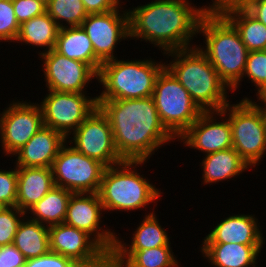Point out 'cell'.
Wrapping results in <instances>:
<instances>
[{
    "mask_svg": "<svg viewBox=\"0 0 266 267\" xmlns=\"http://www.w3.org/2000/svg\"><path fill=\"white\" fill-rule=\"evenodd\" d=\"M108 117L114 143L123 161H147L155 152L176 139L160 121L153 97L97 100Z\"/></svg>",
    "mask_w": 266,
    "mask_h": 267,
    "instance_id": "cell-1",
    "label": "cell"
},
{
    "mask_svg": "<svg viewBox=\"0 0 266 267\" xmlns=\"http://www.w3.org/2000/svg\"><path fill=\"white\" fill-rule=\"evenodd\" d=\"M192 0H152L128 10L129 38L153 44L163 54L196 46L204 16ZM193 4V5H192Z\"/></svg>",
    "mask_w": 266,
    "mask_h": 267,
    "instance_id": "cell-2",
    "label": "cell"
},
{
    "mask_svg": "<svg viewBox=\"0 0 266 267\" xmlns=\"http://www.w3.org/2000/svg\"><path fill=\"white\" fill-rule=\"evenodd\" d=\"M163 56L172 57L165 67L202 111H221L232 102L227 95L231 90L197 46L167 52Z\"/></svg>",
    "mask_w": 266,
    "mask_h": 267,
    "instance_id": "cell-3",
    "label": "cell"
},
{
    "mask_svg": "<svg viewBox=\"0 0 266 267\" xmlns=\"http://www.w3.org/2000/svg\"><path fill=\"white\" fill-rule=\"evenodd\" d=\"M198 34L204 37L205 46L199 44L197 48L208 58L231 92L236 91L243 81L249 52L239 32L223 15H204Z\"/></svg>",
    "mask_w": 266,
    "mask_h": 267,
    "instance_id": "cell-4",
    "label": "cell"
},
{
    "mask_svg": "<svg viewBox=\"0 0 266 267\" xmlns=\"http://www.w3.org/2000/svg\"><path fill=\"white\" fill-rule=\"evenodd\" d=\"M145 163L147 161H123L105 168L98 190L105 213L141 210L161 199L163 192L137 170Z\"/></svg>",
    "mask_w": 266,
    "mask_h": 267,
    "instance_id": "cell-5",
    "label": "cell"
},
{
    "mask_svg": "<svg viewBox=\"0 0 266 267\" xmlns=\"http://www.w3.org/2000/svg\"><path fill=\"white\" fill-rule=\"evenodd\" d=\"M168 61L149 59L105 61L101 64L97 82L103 91L97 100L140 99L151 97L155 82Z\"/></svg>",
    "mask_w": 266,
    "mask_h": 267,
    "instance_id": "cell-6",
    "label": "cell"
},
{
    "mask_svg": "<svg viewBox=\"0 0 266 267\" xmlns=\"http://www.w3.org/2000/svg\"><path fill=\"white\" fill-rule=\"evenodd\" d=\"M228 103L222 111L231 124L232 147L251 168L266 156V123L261 109L249 97Z\"/></svg>",
    "mask_w": 266,
    "mask_h": 267,
    "instance_id": "cell-7",
    "label": "cell"
},
{
    "mask_svg": "<svg viewBox=\"0 0 266 267\" xmlns=\"http://www.w3.org/2000/svg\"><path fill=\"white\" fill-rule=\"evenodd\" d=\"M152 97L161 123L175 139L203 112L166 67L156 79Z\"/></svg>",
    "mask_w": 266,
    "mask_h": 267,
    "instance_id": "cell-8",
    "label": "cell"
},
{
    "mask_svg": "<svg viewBox=\"0 0 266 267\" xmlns=\"http://www.w3.org/2000/svg\"><path fill=\"white\" fill-rule=\"evenodd\" d=\"M105 166L69 146L60 148L51 167L54 184L72 193H98Z\"/></svg>",
    "mask_w": 266,
    "mask_h": 267,
    "instance_id": "cell-9",
    "label": "cell"
},
{
    "mask_svg": "<svg viewBox=\"0 0 266 267\" xmlns=\"http://www.w3.org/2000/svg\"><path fill=\"white\" fill-rule=\"evenodd\" d=\"M47 92L39 103L43 124L60 132L66 139L98 107L97 96H88L89 93Z\"/></svg>",
    "mask_w": 266,
    "mask_h": 267,
    "instance_id": "cell-10",
    "label": "cell"
},
{
    "mask_svg": "<svg viewBox=\"0 0 266 267\" xmlns=\"http://www.w3.org/2000/svg\"><path fill=\"white\" fill-rule=\"evenodd\" d=\"M43 112L39 103L30 100L10 101L0 112V146L7 157L20 150L42 127Z\"/></svg>",
    "mask_w": 266,
    "mask_h": 267,
    "instance_id": "cell-11",
    "label": "cell"
},
{
    "mask_svg": "<svg viewBox=\"0 0 266 267\" xmlns=\"http://www.w3.org/2000/svg\"><path fill=\"white\" fill-rule=\"evenodd\" d=\"M67 139L77 151L99 161L106 168L123 162L116 149L108 117L99 107Z\"/></svg>",
    "mask_w": 266,
    "mask_h": 267,
    "instance_id": "cell-12",
    "label": "cell"
},
{
    "mask_svg": "<svg viewBox=\"0 0 266 267\" xmlns=\"http://www.w3.org/2000/svg\"><path fill=\"white\" fill-rule=\"evenodd\" d=\"M103 212L98 193H72L63 223L86 232L111 255L117 233L113 229H107V226L102 229Z\"/></svg>",
    "mask_w": 266,
    "mask_h": 267,
    "instance_id": "cell-13",
    "label": "cell"
},
{
    "mask_svg": "<svg viewBox=\"0 0 266 267\" xmlns=\"http://www.w3.org/2000/svg\"><path fill=\"white\" fill-rule=\"evenodd\" d=\"M50 251L81 267H107L110 255L86 232L65 223L49 227Z\"/></svg>",
    "mask_w": 266,
    "mask_h": 267,
    "instance_id": "cell-14",
    "label": "cell"
},
{
    "mask_svg": "<svg viewBox=\"0 0 266 267\" xmlns=\"http://www.w3.org/2000/svg\"><path fill=\"white\" fill-rule=\"evenodd\" d=\"M123 8L121 5L106 13L88 14L81 24L102 62L117 58L114 53L117 44L130 39L128 10Z\"/></svg>",
    "mask_w": 266,
    "mask_h": 267,
    "instance_id": "cell-15",
    "label": "cell"
},
{
    "mask_svg": "<svg viewBox=\"0 0 266 267\" xmlns=\"http://www.w3.org/2000/svg\"><path fill=\"white\" fill-rule=\"evenodd\" d=\"M47 90L67 93H87L98 74L86 63L67 58L54 49L40 54ZM87 87V88H85Z\"/></svg>",
    "mask_w": 266,
    "mask_h": 267,
    "instance_id": "cell-16",
    "label": "cell"
},
{
    "mask_svg": "<svg viewBox=\"0 0 266 267\" xmlns=\"http://www.w3.org/2000/svg\"><path fill=\"white\" fill-rule=\"evenodd\" d=\"M177 141L183 143L185 147L201 151L204 156L230 149L232 148L231 124L222 110L203 111Z\"/></svg>",
    "mask_w": 266,
    "mask_h": 267,
    "instance_id": "cell-17",
    "label": "cell"
},
{
    "mask_svg": "<svg viewBox=\"0 0 266 267\" xmlns=\"http://www.w3.org/2000/svg\"><path fill=\"white\" fill-rule=\"evenodd\" d=\"M220 221L204 237L202 243L265 244L262 227L255 214H232Z\"/></svg>",
    "mask_w": 266,
    "mask_h": 267,
    "instance_id": "cell-18",
    "label": "cell"
},
{
    "mask_svg": "<svg viewBox=\"0 0 266 267\" xmlns=\"http://www.w3.org/2000/svg\"><path fill=\"white\" fill-rule=\"evenodd\" d=\"M66 138L50 127L43 126L13 157L15 166L51 168Z\"/></svg>",
    "mask_w": 266,
    "mask_h": 267,
    "instance_id": "cell-19",
    "label": "cell"
},
{
    "mask_svg": "<svg viewBox=\"0 0 266 267\" xmlns=\"http://www.w3.org/2000/svg\"><path fill=\"white\" fill-rule=\"evenodd\" d=\"M54 186L51 168L17 166L16 207L26 213Z\"/></svg>",
    "mask_w": 266,
    "mask_h": 267,
    "instance_id": "cell-20",
    "label": "cell"
},
{
    "mask_svg": "<svg viewBox=\"0 0 266 267\" xmlns=\"http://www.w3.org/2000/svg\"><path fill=\"white\" fill-rule=\"evenodd\" d=\"M199 250L213 267H258L263 245L237 243H202Z\"/></svg>",
    "mask_w": 266,
    "mask_h": 267,
    "instance_id": "cell-21",
    "label": "cell"
},
{
    "mask_svg": "<svg viewBox=\"0 0 266 267\" xmlns=\"http://www.w3.org/2000/svg\"><path fill=\"white\" fill-rule=\"evenodd\" d=\"M199 165L203 169L201 182L205 185L228 182L251 168L233 147L205 155Z\"/></svg>",
    "mask_w": 266,
    "mask_h": 267,
    "instance_id": "cell-22",
    "label": "cell"
},
{
    "mask_svg": "<svg viewBox=\"0 0 266 267\" xmlns=\"http://www.w3.org/2000/svg\"><path fill=\"white\" fill-rule=\"evenodd\" d=\"M54 50L59 54L88 64L97 74L103 63L93 50V45L81 26L61 28Z\"/></svg>",
    "mask_w": 266,
    "mask_h": 267,
    "instance_id": "cell-23",
    "label": "cell"
},
{
    "mask_svg": "<svg viewBox=\"0 0 266 267\" xmlns=\"http://www.w3.org/2000/svg\"><path fill=\"white\" fill-rule=\"evenodd\" d=\"M153 211V212H152ZM144 215V219L137 225L131 237L130 244L117 235L114 250H145L160 246H171L167 230L160 225L159 218L154 211Z\"/></svg>",
    "mask_w": 266,
    "mask_h": 267,
    "instance_id": "cell-24",
    "label": "cell"
},
{
    "mask_svg": "<svg viewBox=\"0 0 266 267\" xmlns=\"http://www.w3.org/2000/svg\"><path fill=\"white\" fill-rule=\"evenodd\" d=\"M59 27L53 18L44 12L20 24L19 33L15 40L16 43L28 46L43 48L38 51V55L46 53L55 48ZM23 42V43H22ZM46 47V48H45Z\"/></svg>",
    "mask_w": 266,
    "mask_h": 267,
    "instance_id": "cell-25",
    "label": "cell"
},
{
    "mask_svg": "<svg viewBox=\"0 0 266 267\" xmlns=\"http://www.w3.org/2000/svg\"><path fill=\"white\" fill-rule=\"evenodd\" d=\"M110 258L121 267H181L171 246L145 250H113Z\"/></svg>",
    "mask_w": 266,
    "mask_h": 267,
    "instance_id": "cell-26",
    "label": "cell"
},
{
    "mask_svg": "<svg viewBox=\"0 0 266 267\" xmlns=\"http://www.w3.org/2000/svg\"><path fill=\"white\" fill-rule=\"evenodd\" d=\"M13 244L26 260L45 255L50 251L49 227L25 216L18 226Z\"/></svg>",
    "mask_w": 266,
    "mask_h": 267,
    "instance_id": "cell-27",
    "label": "cell"
},
{
    "mask_svg": "<svg viewBox=\"0 0 266 267\" xmlns=\"http://www.w3.org/2000/svg\"><path fill=\"white\" fill-rule=\"evenodd\" d=\"M71 194L72 192L64 188L54 186L26 212V216L47 227L63 223Z\"/></svg>",
    "mask_w": 266,
    "mask_h": 267,
    "instance_id": "cell-28",
    "label": "cell"
},
{
    "mask_svg": "<svg viewBox=\"0 0 266 267\" xmlns=\"http://www.w3.org/2000/svg\"><path fill=\"white\" fill-rule=\"evenodd\" d=\"M223 16L239 32L248 51L266 50V25L252 16L245 8H234Z\"/></svg>",
    "mask_w": 266,
    "mask_h": 267,
    "instance_id": "cell-29",
    "label": "cell"
},
{
    "mask_svg": "<svg viewBox=\"0 0 266 267\" xmlns=\"http://www.w3.org/2000/svg\"><path fill=\"white\" fill-rule=\"evenodd\" d=\"M46 12L59 29L81 26L88 15L82 0H51L46 6Z\"/></svg>",
    "mask_w": 266,
    "mask_h": 267,
    "instance_id": "cell-30",
    "label": "cell"
},
{
    "mask_svg": "<svg viewBox=\"0 0 266 267\" xmlns=\"http://www.w3.org/2000/svg\"><path fill=\"white\" fill-rule=\"evenodd\" d=\"M244 77L254 84L256 97L266 88V50L248 52Z\"/></svg>",
    "mask_w": 266,
    "mask_h": 267,
    "instance_id": "cell-31",
    "label": "cell"
},
{
    "mask_svg": "<svg viewBox=\"0 0 266 267\" xmlns=\"http://www.w3.org/2000/svg\"><path fill=\"white\" fill-rule=\"evenodd\" d=\"M26 216L18 207H3L0 210V246L13 243L22 219Z\"/></svg>",
    "mask_w": 266,
    "mask_h": 267,
    "instance_id": "cell-32",
    "label": "cell"
},
{
    "mask_svg": "<svg viewBox=\"0 0 266 267\" xmlns=\"http://www.w3.org/2000/svg\"><path fill=\"white\" fill-rule=\"evenodd\" d=\"M19 28L12 0H0V42L15 43Z\"/></svg>",
    "mask_w": 266,
    "mask_h": 267,
    "instance_id": "cell-33",
    "label": "cell"
},
{
    "mask_svg": "<svg viewBox=\"0 0 266 267\" xmlns=\"http://www.w3.org/2000/svg\"><path fill=\"white\" fill-rule=\"evenodd\" d=\"M17 166L0 169V204L4 207H16Z\"/></svg>",
    "mask_w": 266,
    "mask_h": 267,
    "instance_id": "cell-34",
    "label": "cell"
},
{
    "mask_svg": "<svg viewBox=\"0 0 266 267\" xmlns=\"http://www.w3.org/2000/svg\"><path fill=\"white\" fill-rule=\"evenodd\" d=\"M12 4L19 24L46 12V6L39 0H12Z\"/></svg>",
    "mask_w": 266,
    "mask_h": 267,
    "instance_id": "cell-35",
    "label": "cell"
},
{
    "mask_svg": "<svg viewBox=\"0 0 266 267\" xmlns=\"http://www.w3.org/2000/svg\"><path fill=\"white\" fill-rule=\"evenodd\" d=\"M24 267H81L74 260L49 251L37 258L26 260Z\"/></svg>",
    "mask_w": 266,
    "mask_h": 267,
    "instance_id": "cell-36",
    "label": "cell"
},
{
    "mask_svg": "<svg viewBox=\"0 0 266 267\" xmlns=\"http://www.w3.org/2000/svg\"><path fill=\"white\" fill-rule=\"evenodd\" d=\"M25 263L26 258L13 243L0 246V267H24Z\"/></svg>",
    "mask_w": 266,
    "mask_h": 267,
    "instance_id": "cell-37",
    "label": "cell"
},
{
    "mask_svg": "<svg viewBox=\"0 0 266 267\" xmlns=\"http://www.w3.org/2000/svg\"><path fill=\"white\" fill-rule=\"evenodd\" d=\"M211 4L203 5L204 15H223L234 8H244L250 0H211Z\"/></svg>",
    "mask_w": 266,
    "mask_h": 267,
    "instance_id": "cell-38",
    "label": "cell"
},
{
    "mask_svg": "<svg viewBox=\"0 0 266 267\" xmlns=\"http://www.w3.org/2000/svg\"><path fill=\"white\" fill-rule=\"evenodd\" d=\"M88 14L106 13L119 8L121 0H82Z\"/></svg>",
    "mask_w": 266,
    "mask_h": 267,
    "instance_id": "cell-39",
    "label": "cell"
},
{
    "mask_svg": "<svg viewBox=\"0 0 266 267\" xmlns=\"http://www.w3.org/2000/svg\"><path fill=\"white\" fill-rule=\"evenodd\" d=\"M244 8L257 20L266 25V0H250Z\"/></svg>",
    "mask_w": 266,
    "mask_h": 267,
    "instance_id": "cell-40",
    "label": "cell"
},
{
    "mask_svg": "<svg viewBox=\"0 0 266 267\" xmlns=\"http://www.w3.org/2000/svg\"><path fill=\"white\" fill-rule=\"evenodd\" d=\"M257 101L251 99L256 105H263L266 106V88L257 96ZM261 102V103H260Z\"/></svg>",
    "mask_w": 266,
    "mask_h": 267,
    "instance_id": "cell-41",
    "label": "cell"
},
{
    "mask_svg": "<svg viewBox=\"0 0 266 267\" xmlns=\"http://www.w3.org/2000/svg\"><path fill=\"white\" fill-rule=\"evenodd\" d=\"M107 267H121V266L116 264L111 258H109V261L107 263Z\"/></svg>",
    "mask_w": 266,
    "mask_h": 267,
    "instance_id": "cell-42",
    "label": "cell"
},
{
    "mask_svg": "<svg viewBox=\"0 0 266 267\" xmlns=\"http://www.w3.org/2000/svg\"><path fill=\"white\" fill-rule=\"evenodd\" d=\"M257 106L261 109L264 119H265V123H266V106H262V105H257Z\"/></svg>",
    "mask_w": 266,
    "mask_h": 267,
    "instance_id": "cell-43",
    "label": "cell"
},
{
    "mask_svg": "<svg viewBox=\"0 0 266 267\" xmlns=\"http://www.w3.org/2000/svg\"><path fill=\"white\" fill-rule=\"evenodd\" d=\"M42 4H44L45 6H47L51 0H39Z\"/></svg>",
    "mask_w": 266,
    "mask_h": 267,
    "instance_id": "cell-44",
    "label": "cell"
}]
</instances>
